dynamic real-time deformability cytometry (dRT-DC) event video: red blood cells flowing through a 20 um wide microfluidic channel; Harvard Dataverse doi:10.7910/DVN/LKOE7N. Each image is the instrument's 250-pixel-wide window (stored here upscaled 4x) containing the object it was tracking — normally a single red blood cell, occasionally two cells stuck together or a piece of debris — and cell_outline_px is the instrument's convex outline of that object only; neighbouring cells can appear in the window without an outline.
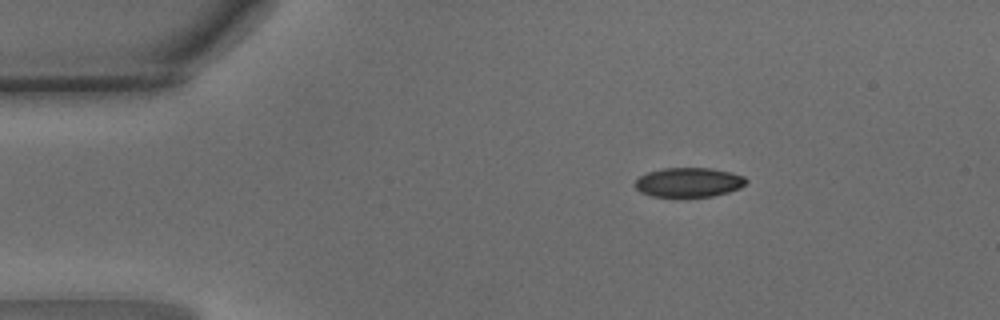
{"species": "common noctule bat (a hibernating species)", "species_latin": "Nyctalus noctula", "temperature_condition": "warm", "stored_images_in_passage": 41, "camera_frame_rate_fps": 3000, "um_per_image_px": 0.085, "animal": {"sex": "male", "body_mass_g": 15.6}, "frame": {"image": 1, "passage_image": 1, "time_ms": 0.0, "image_size_px": [1000, 320], "cell_outline_px": [[748, 180], [740, 188], [728, 192], [712, 196], [652, 196], [640, 192], [636, 188], [636, 180], [640, 176], [648, 172], [664, 168], [712, 168], [732, 172], [744, 176]], "centroid_in_image_um": [58.57, 15.48], "position_along_channel_um": 26.4, "area_um2": 18.9}}
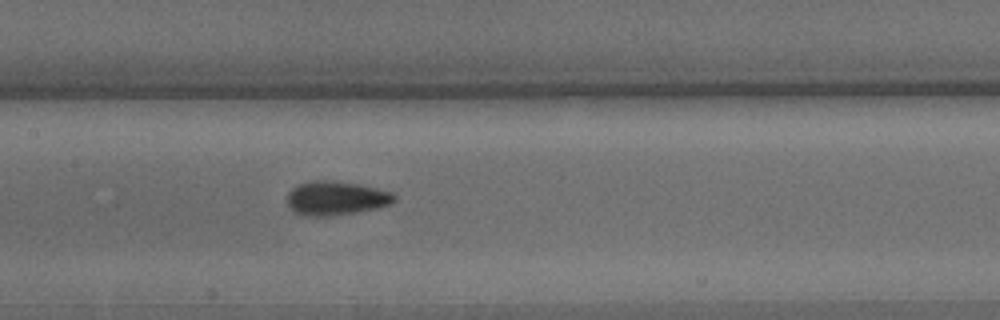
{"frame": {"image": 2, "passage_image": 16, "time_ms": 5.0, "image_size_px": [1000, 320], "cell_outline_px": [[396, 200], [392, 204], [376, 208], [328, 216], [312, 216], [292, 212], [288, 204], [288, 192], [292, 188], [300, 184], [312, 180], [336, 180], [360, 184], [392, 192], [396, 196]], "centroid_in_image_um": [28.57, 16.82], "position_along_channel_um": 178.8, "area_um2": 21.21}}
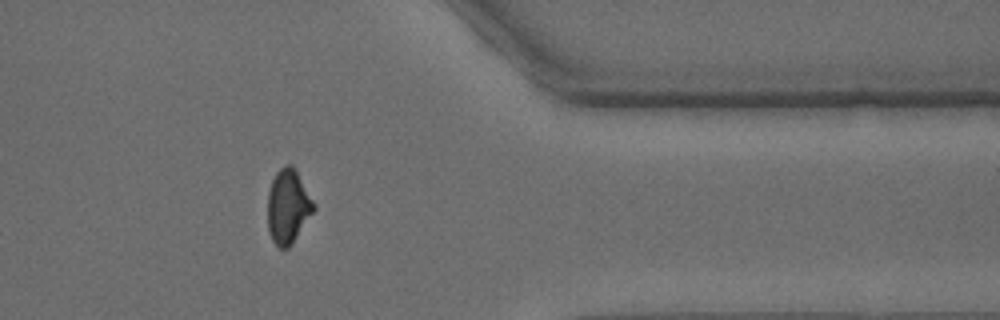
{"frame": {"image": 3, "passage_image": 32, "time_ms": 10.333, "image_size_px": [1000, 320], "cell_outline_px": [[316, 208], [292, 244], [288, 248], [280, 248], [272, 240], [268, 228], [268, 192], [272, 180], [276, 172], [284, 164], [292, 164], [316, 204]], "centroid_in_image_um": [24.49, 17.54], "position_along_channel_um": 386.9, "area_um2": 19.94}, "authors_computed_cell_mechanics": {"area_um2": 19.9988, "velocity_mm_per_s": 4.221, "shape_relaxation_time_tau1_ms": 3.3249, "shape_relaxation_time_tau2_ms": 1.6618, "deformation_change_tau1": 0.1182, "deformation_change_tau2": 0.0589}}